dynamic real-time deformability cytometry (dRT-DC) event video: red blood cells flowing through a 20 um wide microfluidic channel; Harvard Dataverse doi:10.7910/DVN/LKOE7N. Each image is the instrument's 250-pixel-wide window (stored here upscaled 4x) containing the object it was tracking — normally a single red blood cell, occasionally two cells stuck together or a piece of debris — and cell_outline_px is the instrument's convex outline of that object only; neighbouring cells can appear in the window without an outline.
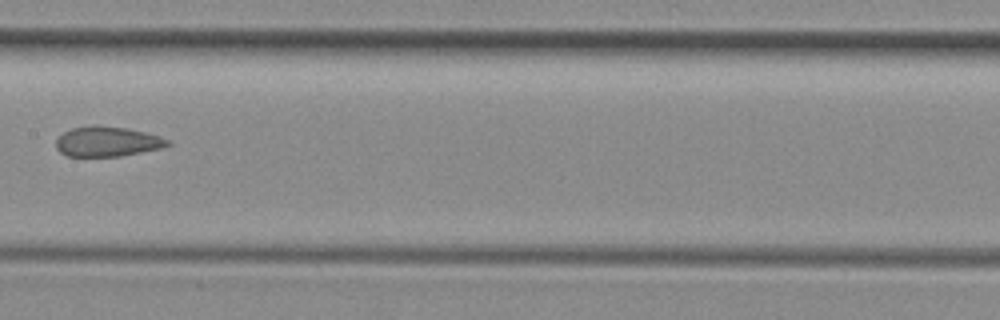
{"species": "common noctule bat (a hibernating species)", "species_latin": "Nyctalus noctula", "temperature_condition": "room temperature", "stored_images_in_passage": 6, "camera_frame_rate_fps": 3000, "um_per_image_px": 0.085, "animal": {"sex": "female", "body_mass_g": 29.2, "forearm_length_mm": 56.3}, "frame": {"image": 1, "passage_image": 6, "time_ms": 1.667, "image_size_px": [1000, 320], "cell_outline_px": [[172, 144], [164, 148], [120, 156], [68, 156], [60, 152], [56, 148], [56, 140], [64, 132], [72, 128], [92, 124], [96, 124], [128, 128], [160, 136], [172, 140]], "centroid_in_image_um": [9.17, 12.02], "position_along_channel_um": 198.2, "area_um2": 19.83}}